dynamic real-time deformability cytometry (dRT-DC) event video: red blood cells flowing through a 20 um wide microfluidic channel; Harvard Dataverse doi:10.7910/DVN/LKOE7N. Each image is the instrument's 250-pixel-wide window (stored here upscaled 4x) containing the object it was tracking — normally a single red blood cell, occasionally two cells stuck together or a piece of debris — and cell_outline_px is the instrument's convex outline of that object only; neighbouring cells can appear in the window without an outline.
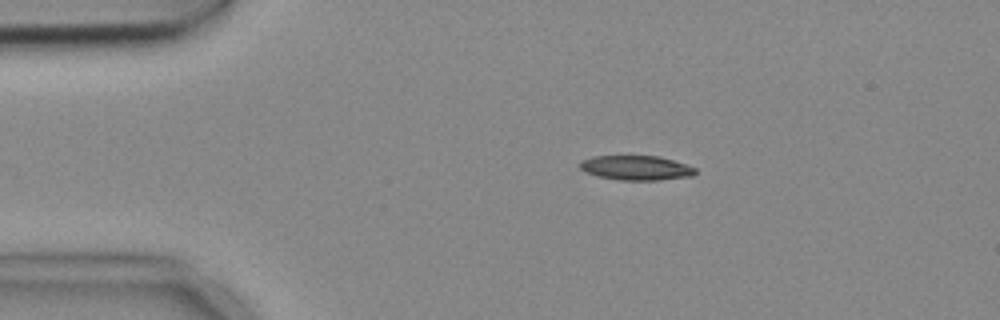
{"species": "common noctule bat (a hibernating species)", "species_latin": "Nyctalus noctula", "temperature_condition": "cold", "stored_images_in_passage": 6, "camera_frame_rate_fps": 3000, "um_per_image_px": 0.085, "animal": {"sex": "female", "body_mass_g": 18.4}, "frame": {"image": 1, "passage_image": 1, "time_ms": 0.0, "image_size_px": [1000, 320], "cell_outline_px": [[696, 172], [692, 176], [660, 180], [620, 180], [600, 176], [588, 172], [580, 168], [580, 160], [592, 156], [660, 156], [696, 168]], "centroid_in_image_um": [54.08, 14.26], "position_along_channel_um": 30.9, "area_um2": 16.36}}
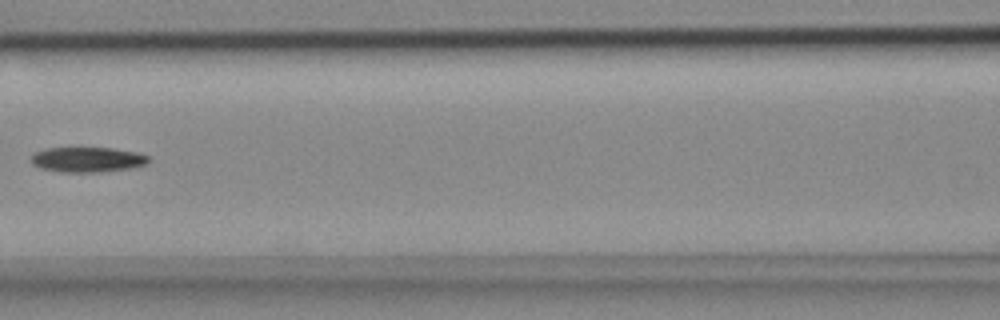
{"frame": {"image": 2, "passage_image": 5, "time_ms": 1.333, "image_size_px": [1000, 320], "cell_outline_px": [[148, 164], [136, 168], [100, 172], [60, 172], [40, 168], [32, 164], [32, 156], [36, 152], [48, 148], [112, 148], [136, 152], [148, 156]], "centroid_in_image_um": [7.47, 13.58], "position_along_channel_um": 159.1, "area_um2": 17.22}}
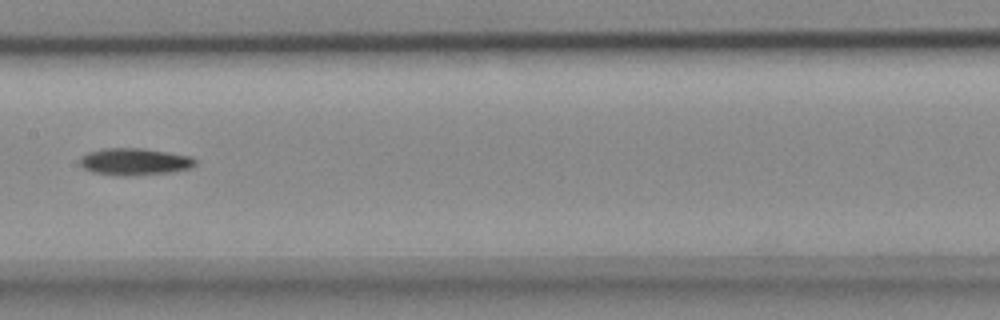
{"frame": {"image": 3, "passage_image": 6, "time_ms": 1.667, "image_size_px": [1000, 320], "cell_outline_px": [[196, 164], [192, 168], [172, 172], [124, 176], [92, 172], [84, 168], [80, 164], [80, 156], [88, 152], [104, 148], [144, 148], [192, 156], [196, 160]], "centroid_in_image_um": [11.46, 13.73], "position_along_channel_um": 195.9, "area_um2": 18.26}}